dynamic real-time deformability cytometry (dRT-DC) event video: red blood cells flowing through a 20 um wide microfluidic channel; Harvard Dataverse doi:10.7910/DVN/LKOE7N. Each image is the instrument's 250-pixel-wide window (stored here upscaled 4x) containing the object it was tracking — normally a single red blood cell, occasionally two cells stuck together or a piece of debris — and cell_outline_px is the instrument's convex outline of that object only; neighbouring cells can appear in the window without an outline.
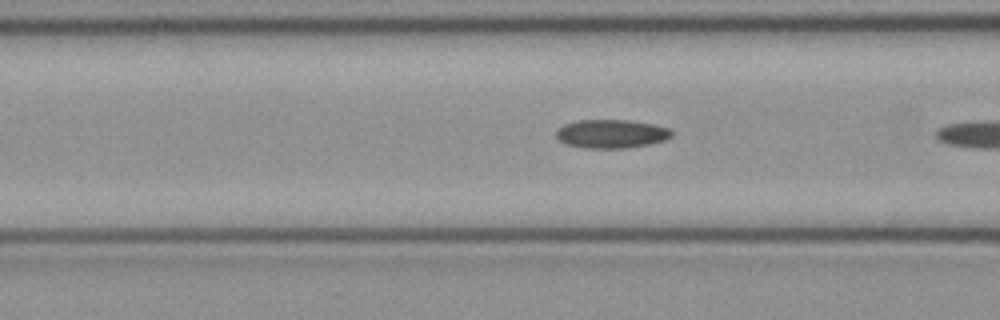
{"species": "common noctule bat (a hibernating species)", "species_latin": "Nyctalus noctula", "temperature_condition": "cold", "stored_images_in_passage": 10, "camera_frame_rate_fps": 3000, "um_per_image_px": 0.085, "animal": {"sex": "female", "body_mass_g": 21.9}, "frame": {"image": 1, "passage_image": 5, "time_ms": 1.333, "image_size_px": [1000, 320], "cell_outline_px": [[672, 136], [664, 140], [648, 144], [624, 148], [584, 148], [568, 144], [560, 140], [556, 136], [556, 132], [564, 124], [580, 120], [628, 120], [652, 124], [668, 128], [672, 132]], "centroid_in_image_um": [51.96, 11.37], "position_along_channel_um": 114.6, "area_um2": 18.96}}
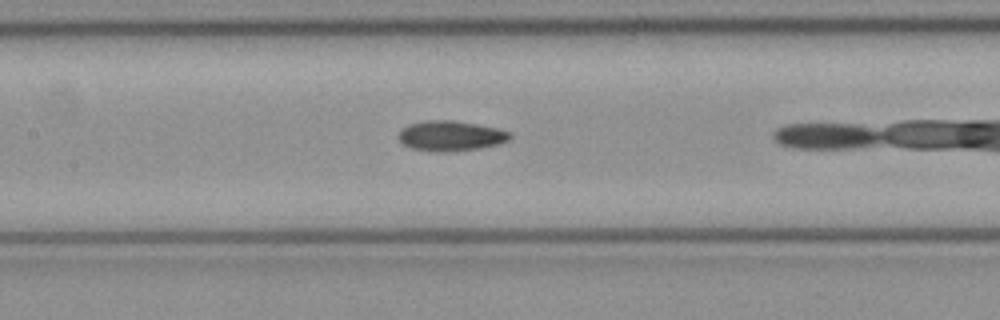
{"frame": {"image": 2, "passage_image": 9, "time_ms": 2.667, "image_size_px": [1000, 320], "cell_outline_px": [[512, 136], [508, 140], [496, 144], [476, 148], [444, 152], [436, 152], [408, 148], [396, 136], [400, 128], [408, 124], [424, 120], [452, 120], [476, 124], [496, 128], [508, 132]], "centroid_in_image_um": [38.2, 11.54], "position_along_channel_um": 169.2, "area_um2": 19.54}}